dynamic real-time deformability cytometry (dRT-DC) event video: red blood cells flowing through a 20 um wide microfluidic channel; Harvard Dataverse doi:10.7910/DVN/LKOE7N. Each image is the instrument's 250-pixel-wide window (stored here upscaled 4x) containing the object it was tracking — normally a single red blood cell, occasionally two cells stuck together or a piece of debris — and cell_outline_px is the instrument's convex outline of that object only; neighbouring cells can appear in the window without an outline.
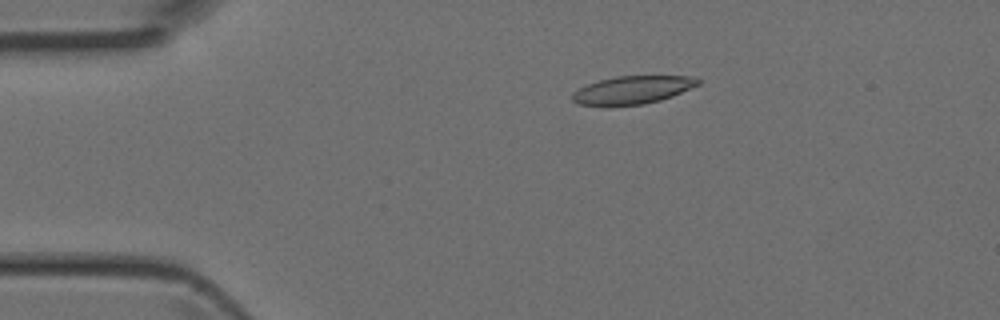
{"species": "Egyptian fruit bat (a non-hibernating species)", "species_latin": "Rousettus aegyptiacus", "temperature_condition": "room temperature", "stored_images_in_passage": 2, "camera_frame_rate_fps": 3000, "um_per_image_px": 0.085, "animal": {"sex": "female"}, "frame": {"image": 1, "passage_image": 1, "time_ms": 0.0, "image_size_px": [1000, 320], "cell_outline_px": [[700, 84], [672, 96], [660, 100], [644, 104], [604, 108], [580, 104], [572, 100], [572, 92], [588, 84], [600, 80], [616, 76], [692, 76], [700, 80]], "centroid_in_image_um": [53.72, 7.68], "position_along_channel_um": 31.3, "area_um2": 20.87}}